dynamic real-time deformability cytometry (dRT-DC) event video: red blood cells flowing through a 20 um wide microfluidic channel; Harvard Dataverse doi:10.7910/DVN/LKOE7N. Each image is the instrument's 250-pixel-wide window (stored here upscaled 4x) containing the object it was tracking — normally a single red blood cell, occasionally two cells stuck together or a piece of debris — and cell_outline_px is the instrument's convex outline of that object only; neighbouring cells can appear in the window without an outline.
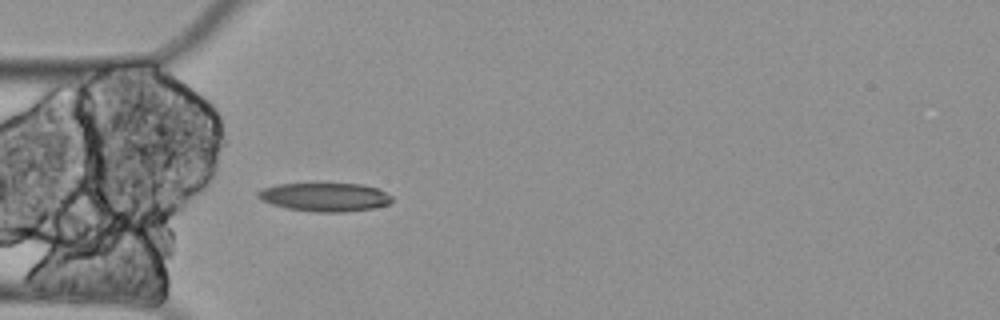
{"species": "Egyptian fruit bat (a non-hibernating species)", "species_latin": "Rousettus aegyptiacus", "temperature_condition": "cold", "stored_images_in_passage": 4, "camera_frame_rate_fps": 3000, "um_per_image_px": 0.085, "animal": {"sex": "female"}, "frame": {"image": 1, "passage_image": 4, "time_ms": 1.0, "image_size_px": [1000, 320], "cell_outline_px": [[392, 200], [388, 204], [372, 208], [344, 212], [316, 212], [288, 208], [272, 204], [260, 200], [256, 196], [256, 192], [264, 188], [276, 184], [360, 184], [376, 188], [392, 196]], "centroid_in_image_um": [27.58, 16.75], "position_along_channel_um": 57.4, "area_um2": 22.08}}